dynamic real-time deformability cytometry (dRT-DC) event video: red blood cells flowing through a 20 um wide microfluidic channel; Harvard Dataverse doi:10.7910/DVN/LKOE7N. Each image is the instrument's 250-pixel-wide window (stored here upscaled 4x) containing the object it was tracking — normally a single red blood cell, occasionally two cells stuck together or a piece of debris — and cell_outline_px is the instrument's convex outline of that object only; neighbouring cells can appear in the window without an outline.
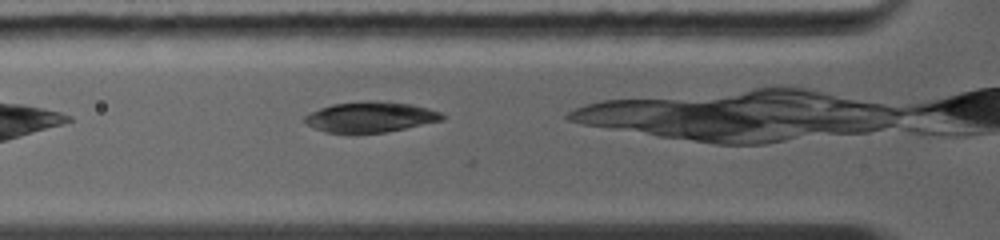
{"species": "common noctule bat (a hibernating species)", "species_latin": "Nyctalus noctula", "temperature_condition": "warm", "stored_images_in_passage": 2, "camera_frame_rate_fps": 5000, "um_per_image_px": 0.085, "animal": {"sex": "female", "body_mass_g": 19.0, "forearm_length_mm": 56.7}, "frame": {"image": 1, "passage_image": 2, "time_ms": 0.8, "image_size_px": [1000, 240], "cell_outline_px": [[448, 116], [444, 120], [384, 132], [324, 132], [308, 124], [304, 120], [304, 116], [320, 108], [332, 104], [368, 100], [372, 100], [412, 104], [428, 108], [440, 112]], "centroid_in_image_um": [31.53, 9.92], "position_along_channel_um": 94.3, "area_um2": 24.16}}